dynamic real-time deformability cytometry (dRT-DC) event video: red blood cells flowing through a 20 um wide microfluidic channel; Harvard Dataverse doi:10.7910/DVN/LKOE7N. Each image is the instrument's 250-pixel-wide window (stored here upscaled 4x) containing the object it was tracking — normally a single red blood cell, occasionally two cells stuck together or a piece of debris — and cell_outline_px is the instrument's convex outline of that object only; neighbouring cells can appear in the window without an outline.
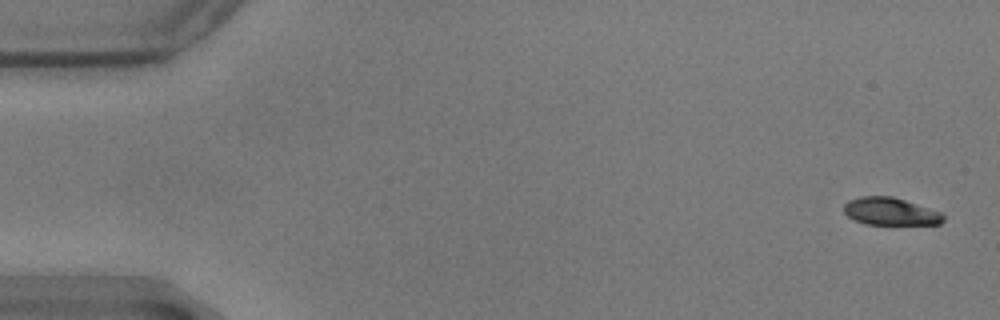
{"species": "common noctule bat (a hibernating species)", "species_latin": "Nyctalus noctula", "temperature_condition": "warm", "stored_images_in_passage": 52, "camera_frame_rate_fps": 3000, "um_per_image_px": 0.085, "animal": {"sex": "male", "body_mass_g": 17.9}, "frame": {"image": 1, "passage_image": 1, "time_ms": 0.0, "image_size_px": [1000, 320], "cell_outline_px": [[944, 220], [940, 224], [864, 224], [848, 216], [844, 212], [844, 204], [848, 200], [860, 196], [892, 196], [940, 212], [944, 216]], "centroid_in_image_um": [75.65, 17.97], "position_along_channel_um": 9.3, "area_um2": 15.78}}
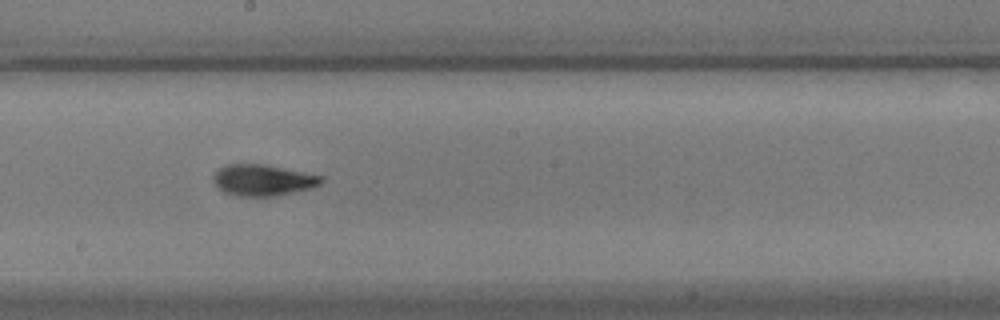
{"frame": {"image": 2, "passage_image": 31, "time_ms": 10.0, "image_size_px": [1000, 320], "cell_outline_px": [[324, 180], [320, 184], [312, 188], [276, 196], [236, 196], [224, 192], [216, 188], [212, 180], [212, 176], [220, 168], [228, 164], [264, 164], [324, 176]], "centroid_in_image_um": [22.33, 15.32], "position_along_channel_um": 225.9, "area_um2": 19.83}}
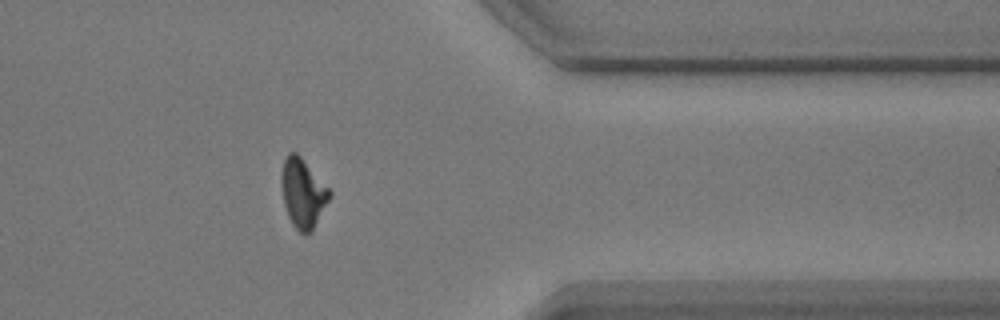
{"frame": {"image": 3, "passage_image": 46, "time_ms": 15.0, "image_size_px": [1000, 320], "cell_outline_px": [[332, 196], [312, 232], [304, 236], [292, 224], [288, 216], [284, 204], [280, 180], [280, 176], [284, 160], [288, 152], [296, 152], [300, 156], [332, 192]], "centroid_in_image_um": [25.75, 16.45], "position_along_channel_um": 385.7, "area_um2": 19.54}}